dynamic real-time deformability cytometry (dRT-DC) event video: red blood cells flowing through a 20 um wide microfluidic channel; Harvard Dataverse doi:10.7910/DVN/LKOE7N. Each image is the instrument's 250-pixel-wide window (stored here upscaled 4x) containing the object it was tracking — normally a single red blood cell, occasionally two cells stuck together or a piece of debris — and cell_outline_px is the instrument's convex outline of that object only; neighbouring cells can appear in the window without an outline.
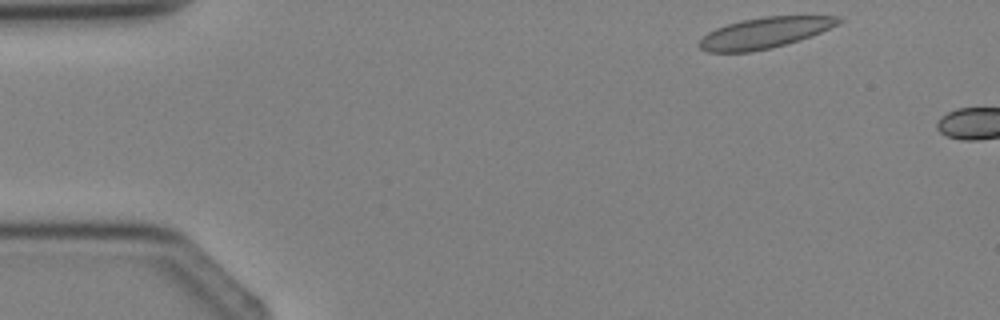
{"species": "Egyptian fruit bat (a non-hibernating species)", "species_latin": "Rousettus aegyptiacus", "temperature_condition": "cold", "stored_images_in_passage": 2, "camera_frame_rate_fps": 3000, "um_per_image_px": 0.085, "animal": {"sex": "female"}, "frame": {"image": 1, "passage_image": 1, "time_ms": 0.0, "image_size_px": [1000, 320], "cell_outline_px": [[844, 20], [840, 24], [820, 32], [784, 44], [768, 48], [748, 52], [708, 52], [700, 48], [696, 44], [708, 32], [716, 28], [740, 20], [764, 16], [840, 16]], "centroid_in_image_um": [64.98, 2.77], "position_along_channel_um": 20.0, "area_um2": 24.74}}